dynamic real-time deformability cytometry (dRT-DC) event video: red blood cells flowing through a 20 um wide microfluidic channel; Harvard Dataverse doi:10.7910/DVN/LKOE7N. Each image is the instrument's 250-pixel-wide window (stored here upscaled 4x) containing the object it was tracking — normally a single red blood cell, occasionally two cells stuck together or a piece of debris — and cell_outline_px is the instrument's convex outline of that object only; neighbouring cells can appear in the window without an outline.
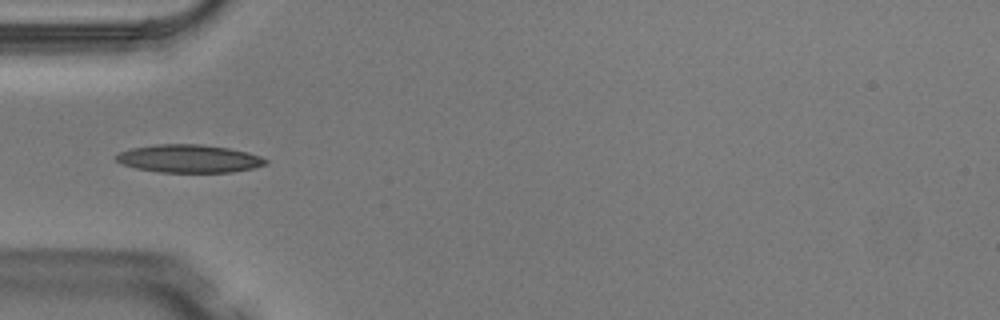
{"species": "Egyptian fruit bat (a non-hibernating species)", "species_latin": "Rousettus aegyptiacus", "temperature_condition": "warm", "stored_images_in_passage": 5, "camera_frame_rate_fps": 3000, "um_per_image_px": 0.085, "animal": {"sex": "male"}, "frame": {"image": 1, "passage_image": 5, "time_ms": 1.333, "image_size_px": [1000, 320], "cell_outline_px": [[268, 164], [252, 168], [232, 172], [160, 172], [136, 168], [124, 164], [116, 160], [112, 156], [120, 152], [132, 148], [156, 144], [200, 144], [228, 148], [248, 152], [260, 156], [268, 160]], "centroid_in_image_um": [16.07, 13.48], "position_along_channel_um": 68.9, "area_um2": 24.33}}